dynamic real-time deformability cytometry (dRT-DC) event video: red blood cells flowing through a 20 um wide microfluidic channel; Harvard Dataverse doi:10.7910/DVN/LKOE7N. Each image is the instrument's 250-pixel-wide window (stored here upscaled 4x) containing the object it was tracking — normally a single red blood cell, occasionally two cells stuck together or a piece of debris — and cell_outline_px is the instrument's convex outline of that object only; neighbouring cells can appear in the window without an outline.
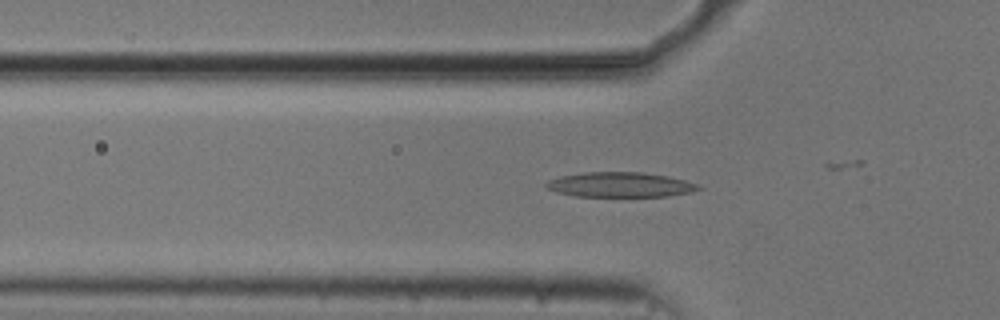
{"species": "common noctule bat (a hibernating species)", "species_latin": "Nyctalus noctula", "temperature_condition": "cold", "stored_images_in_passage": 30, "camera_frame_rate_fps": 3000, "um_per_image_px": 0.085, "animal": {"sex": "male", "body_mass_g": 20.5, "forearm_length_mm": 52.5}, "frame": {"image": 1, "passage_image": 16, "time_ms": 5.0, "image_size_px": [1000, 320], "cell_outline_px": [[700, 188], [688, 192], [668, 196], [576, 196], [556, 192], [548, 188], [544, 184], [548, 180], [560, 176], [584, 172], [644, 172], [668, 176], [684, 180], [696, 184]], "centroid_in_image_um": [52.65, 15.69], "position_along_channel_um": 73.1, "area_um2": 21.85}}
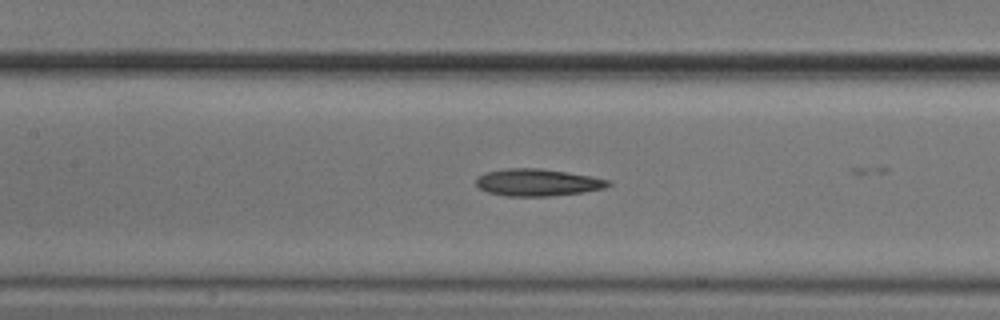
{"frame": {"image": 2, "passage_image": 23, "time_ms": 7.333, "image_size_px": [1000, 320], "cell_outline_px": [[612, 184], [604, 188], [584, 192], [552, 196], [504, 196], [488, 192], [480, 188], [476, 184], [476, 176], [484, 172], [508, 168], [540, 168], [568, 172], [592, 176], [608, 180]], "centroid_in_image_um": [45.68, 15.5], "position_along_channel_um": 161.7, "area_um2": 21.04}}
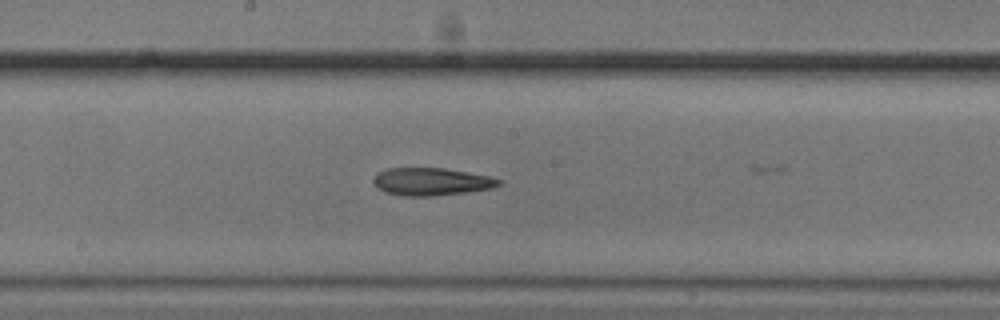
{"frame": {"image": 3, "passage_image": 27, "time_ms": 8.667, "image_size_px": [1000, 320], "cell_outline_px": [[504, 180], [500, 184], [492, 188], [468, 192], [432, 196], [404, 196], [384, 192], [376, 188], [372, 180], [376, 172], [388, 168], [444, 168], [488, 176]], "centroid_in_image_um": [36.62, 15.44], "position_along_channel_um": 211.6, "area_um2": 20.35}}